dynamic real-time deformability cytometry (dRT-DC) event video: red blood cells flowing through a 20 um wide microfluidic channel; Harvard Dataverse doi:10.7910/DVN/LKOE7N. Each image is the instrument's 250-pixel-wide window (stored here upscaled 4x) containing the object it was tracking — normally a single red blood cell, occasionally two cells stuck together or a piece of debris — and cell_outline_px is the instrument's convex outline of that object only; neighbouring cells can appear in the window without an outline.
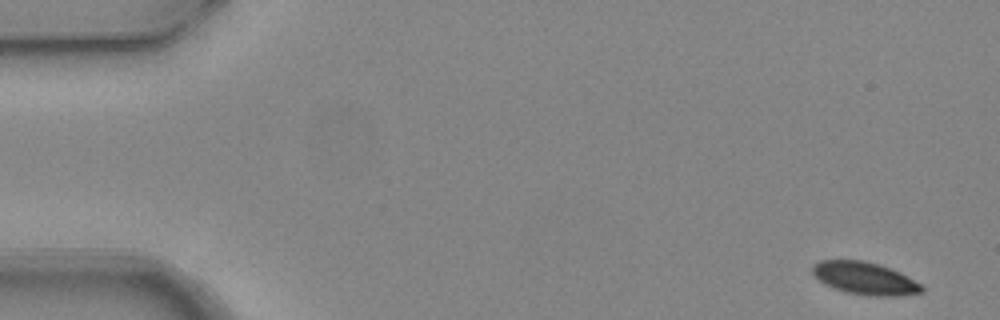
{"species": "common noctule bat (a hibernating species)", "species_latin": "Nyctalus noctula", "temperature_condition": "warm", "stored_images_in_passage": 8, "camera_frame_rate_fps": 3000, "um_per_image_px": 0.085, "animal": {"sex": "female", "body_mass_g": 24.6, "forearm_length_mm": 56.2}, "frame": {"image": 1, "passage_image": 1, "time_ms": 0.0, "image_size_px": [1000, 320], "cell_outline_px": [[924, 292], [900, 296], [868, 296], [844, 292], [820, 280], [812, 272], [812, 264], [820, 260], [864, 260], [900, 272], [920, 284], [924, 288]], "centroid_in_image_um": [73.52, 23.66], "position_along_channel_um": 11.5, "area_um2": 20.52}}
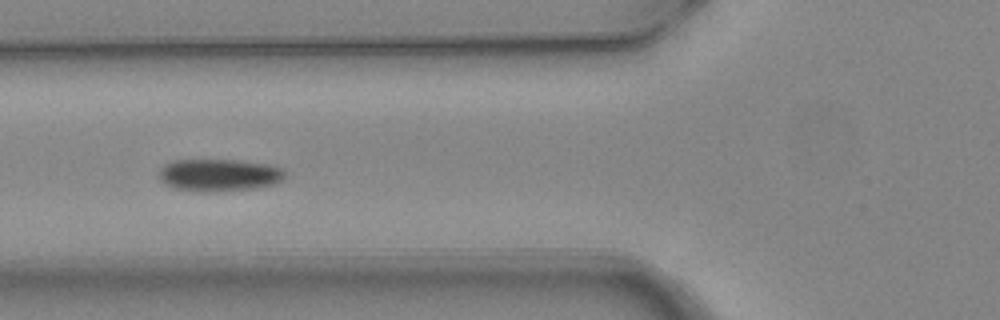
{"frame": {"image": 2, "passage_image": 6, "time_ms": 1.667, "image_size_px": [1000, 320], "cell_outline_px": [[284, 176], [276, 184], [256, 188], [212, 192], [200, 192], [172, 188], [164, 184], [160, 180], [160, 168], [164, 164], [172, 160], [240, 160], [268, 164], [280, 168], [284, 172]], "centroid_in_image_um": [18.58, 14.88], "position_along_channel_um": 107.2, "area_um2": 23.93}}
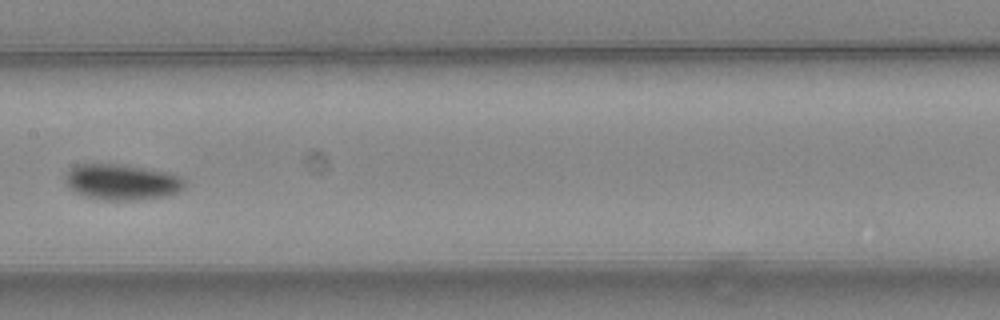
{"frame": {"image": 3, "passage_image": 8, "time_ms": 2.333, "image_size_px": [1000, 320], "cell_outline_px": [[188, 180], [184, 188], [180, 192], [168, 196], [140, 200], [104, 200], [84, 196], [76, 192], [64, 184], [64, 176], [76, 164], [120, 164], [168, 172], [180, 176]], "centroid_in_image_um": [10.4, 15.48], "position_along_channel_um": 197.0, "area_um2": 25.32}}